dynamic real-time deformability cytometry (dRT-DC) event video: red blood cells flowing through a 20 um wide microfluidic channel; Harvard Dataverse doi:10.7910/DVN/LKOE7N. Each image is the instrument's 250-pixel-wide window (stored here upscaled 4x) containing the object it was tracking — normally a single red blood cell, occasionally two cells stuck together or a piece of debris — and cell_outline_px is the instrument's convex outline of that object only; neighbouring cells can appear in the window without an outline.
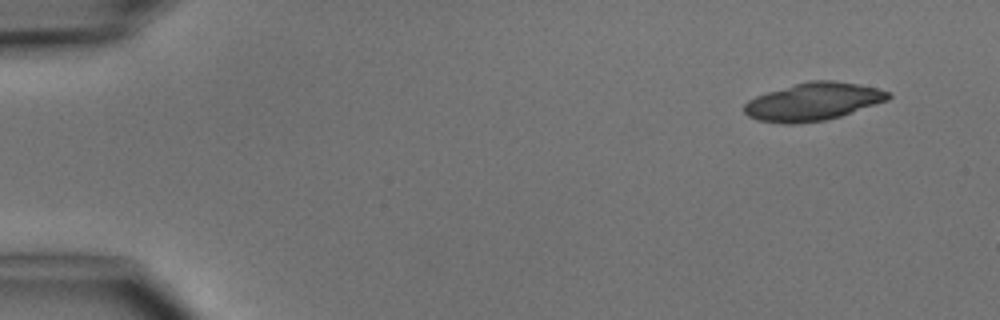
{"species": "common noctule bat (a hibernating species)", "species_latin": "Nyctalus noctula", "temperature_condition": "cold", "stored_images_in_passage": 4, "camera_frame_rate_fps": 3000, "um_per_image_px": 0.085, "animal": {"sex": "male", "body_mass_g": 15.6}, "frame": {"image": 1, "passage_image": 1, "time_ms": 0.0, "image_size_px": [1000, 320], "cell_outline_px": [[892, 96], [888, 100], [840, 116], [824, 120], [792, 124], [784, 124], [760, 120], [748, 116], [744, 112], [744, 104], [748, 100], [756, 96], [768, 92], [808, 80], [832, 80], [856, 84], [876, 88], [892, 92]], "centroid_in_image_um": [69.12, 8.64], "position_along_channel_um": 15.9, "area_um2": 31.44}}